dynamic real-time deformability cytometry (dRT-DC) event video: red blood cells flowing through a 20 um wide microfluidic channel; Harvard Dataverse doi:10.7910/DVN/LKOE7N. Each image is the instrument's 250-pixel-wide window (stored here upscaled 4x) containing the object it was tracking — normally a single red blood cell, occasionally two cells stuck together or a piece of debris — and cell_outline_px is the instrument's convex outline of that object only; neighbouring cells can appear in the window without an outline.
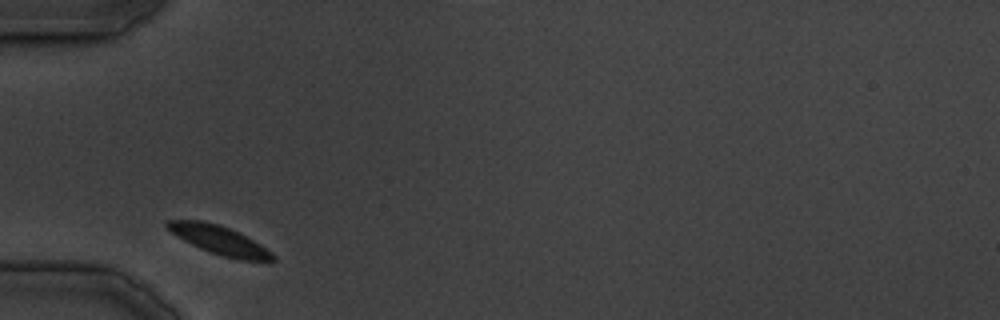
{"species": "common noctule bat (a hibernating species)", "species_latin": "Nyctalus noctula", "temperature_condition": "cold", "stored_images_in_passage": 20, "camera_frame_rate_fps": 3000, "um_per_image_px": 0.085, "animal": {"sex": "male", "body_mass_g": 19.5, "forearm_length_mm": 54.6}, "frame": {"image": 1, "passage_image": 1, "time_ms": 0.0, "image_size_px": [1000, 320], "cell_outline_px": [[276, 260], [272, 264], [268, 264], [240, 260], [224, 256], [200, 248], [176, 236], [164, 228], [164, 224], [168, 220], [200, 220], [216, 224], [228, 228], [260, 244], [272, 252], [276, 256]], "centroid_in_image_um": [18.71, 20.46], "position_along_channel_um": 66.3, "area_um2": 17.86}}